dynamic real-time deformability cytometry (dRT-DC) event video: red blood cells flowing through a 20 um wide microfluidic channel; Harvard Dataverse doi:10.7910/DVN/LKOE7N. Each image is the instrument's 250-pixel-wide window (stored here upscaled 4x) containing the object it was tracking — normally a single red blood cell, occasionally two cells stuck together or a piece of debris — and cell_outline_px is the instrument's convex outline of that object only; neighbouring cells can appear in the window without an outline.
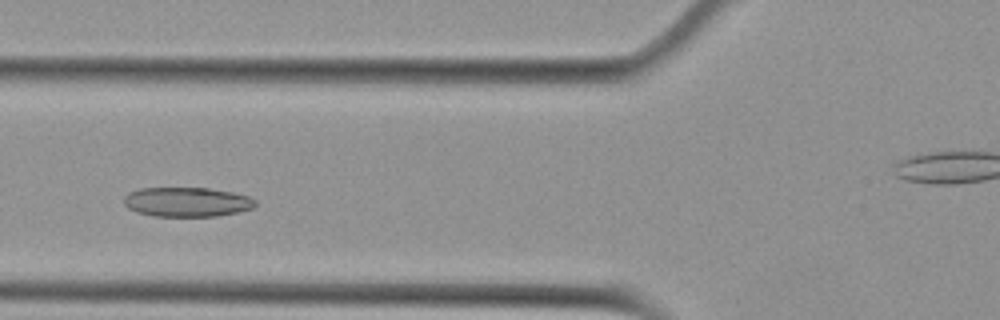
{"species": "Egyptian fruit bat (a non-hibernating species)", "species_latin": "Rousettus aegyptiacus", "temperature_condition": "cold", "stored_images_in_passage": 41, "camera_frame_rate_fps": 3000, "um_per_image_px": 0.085, "animal": {"sex": "female"}, "frame": {"image": 1, "passage_image": 7, "time_ms": 2.0, "image_size_px": [1000, 320], "cell_outline_px": [[256, 204], [252, 208], [236, 212], [216, 216], [152, 216], [136, 212], [128, 208], [124, 204], [124, 196], [128, 192], [140, 188], [208, 188], [232, 192], [248, 196], [256, 200]], "centroid_in_image_um": [15.85, 17.16], "position_along_channel_um": 110.0, "area_um2": 22.6}}
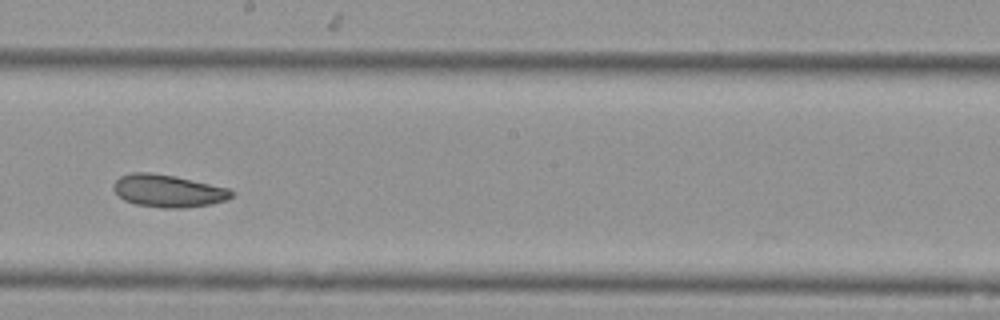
{"frame": {"image": 2, "passage_image": 17, "time_ms": 5.333, "image_size_px": [1000, 320], "cell_outline_px": [[232, 196], [228, 200], [212, 204], [180, 208], [160, 208], [136, 204], [124, 200], [112, 188], [112, 184], [120, 176], [132, 172], [148, 172], [172, 176], [228, 188], [232, 192]], "centroid_in_image_um": [14.26, 16.23], "position_along_channel_um": 233.9, "area_um2": 22.14}}
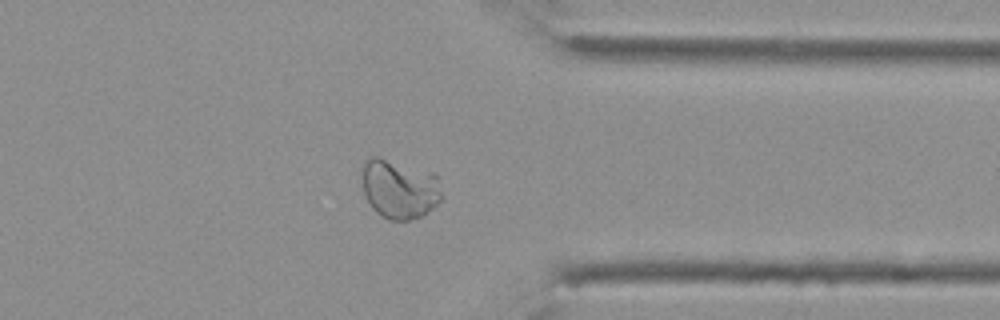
{"frame": {"image": 3, "passage_image": 29, "time_ms": 9.333, "image_size_px": [1000, 320], "cell_outline_px": [[440, 200], [432, 208], [420, 216], [408, 220], [388, 220], [376, 212], [372, 208], [364, 192], [360, 168], [372, 156], [380, 156], [432, 172], [440, 176]], "centroid_in_image_um": [33.93, 16.03], "position_along_channel_um": 377.5, "area_um2": 27.69}, "authors_computed_cell_mechanics": {"area_um2": 24.3916, "velocity_mm_per_s": 3.7289, "shape_relaxation_time_tau1_ms": null, "shape_relaxation_time_tau2_ms": 2.1185, "deformation_change_tau1": null, "deformation_change_tau2": 0.058}}